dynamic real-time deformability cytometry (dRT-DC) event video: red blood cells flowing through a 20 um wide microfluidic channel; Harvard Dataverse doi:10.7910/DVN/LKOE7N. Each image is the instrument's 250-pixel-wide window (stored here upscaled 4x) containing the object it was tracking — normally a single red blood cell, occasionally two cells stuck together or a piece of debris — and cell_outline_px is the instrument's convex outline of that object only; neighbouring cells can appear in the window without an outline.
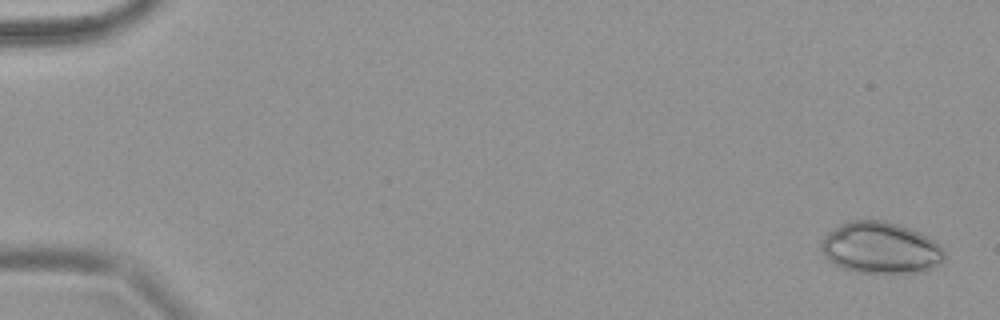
{"species": "common noctule bat (a hibernating species)", "species_latin": "Nyctalus noctula", "temperature_condition": "warm", "stored_images_in_passage": 11, "camera_frame_rate_fps": 3000, "um_per_image_px": 0.085, "animal": {"sex": "female", "body_mass_g": 18.4}, "frame": {"image": 1, "passage_image": 1, "time_ms": 0.0, "image_size_px": [1000, 320], "cell_outline_px": [[944, 260], [940, 264], [928, 272], [856, 272], [844, 268], [828, 260], [824, 256], [820, 248], [824, 236], [832, 228], [840, 224], [852, 220], [880, 220], [896, 224], [920, 232], [936, 240], [944, 248]], "centroid_in_image_um": [74.88, 21.07], "position_along_channel_um": 10.1, "area_um2": 37.17}}
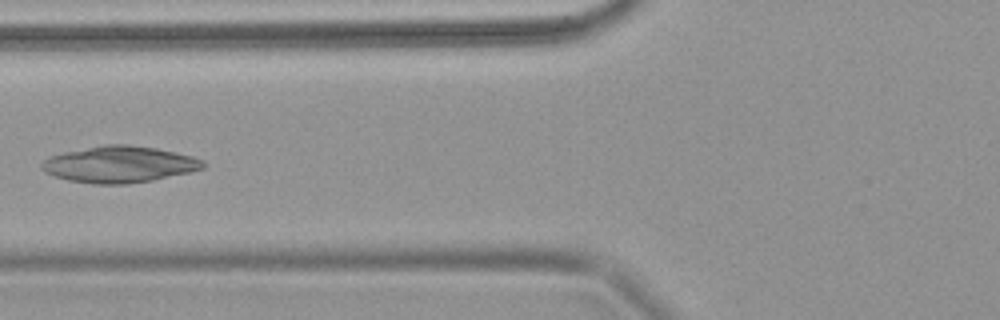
{"frame": {"image": 2, "passage_image": 8, "time_ms": 2.333, "image_size_px": [1000, 320], "cell_outline_px": [[208, 164], [204, 168], [192, 172], [152, 180], [128, 184], [92, 184], [68, 180], [44, 172], [40, 168], [40, 164], [44, 160], [52, 156], [64, 152], [104, 144], [128, 144], [156, 148], [192, 156], [204, 160]], "centroid_in_image_um": [10.17, 13.97], "position_along_channel_um": 115.6, "area_um2": 34.45}}
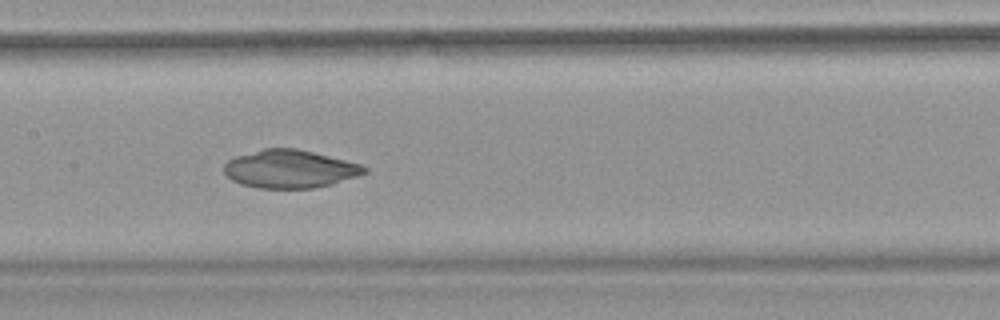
{"frame": {"image": 3, "passage_image": 10, "time_ms": 3.0, "image_size_px": [1000, 320], "cell_outline_px": [[368, 172], [332, 184], [312, 188], [260, 188], [240, 184], [232, 180], [224, 172], [224, 164], [228, 160], [236, 156], [264, 148], [296, 148], [360, 164], [368, 168]], "centroid_in_image_um": [24.62, 14.36], "position_along_channel_um": 182.8, "area_um2": 30.87}}